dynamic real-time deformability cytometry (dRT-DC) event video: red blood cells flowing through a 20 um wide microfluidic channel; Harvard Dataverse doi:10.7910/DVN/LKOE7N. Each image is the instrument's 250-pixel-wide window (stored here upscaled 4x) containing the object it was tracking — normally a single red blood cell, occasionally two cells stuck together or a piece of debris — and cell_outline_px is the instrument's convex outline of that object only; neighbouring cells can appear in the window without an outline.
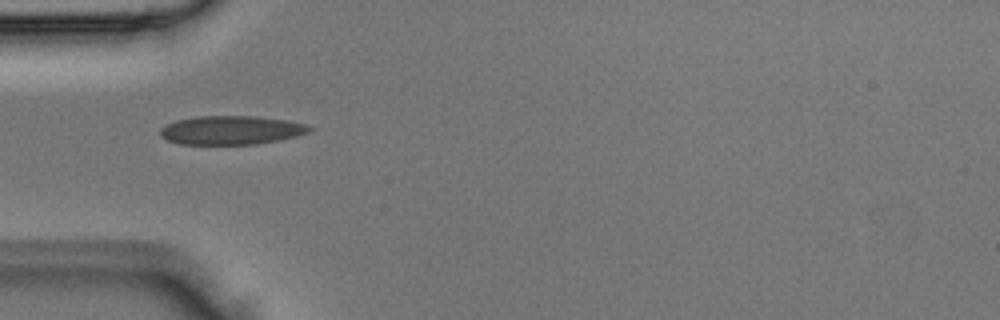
{"species": "Egyptian fruit bat (a non-hibernating species)", "species_latin": "Rousettus aegyptiacus", "temperature_condition": "room temperature", "stored_images_in_passage": 2, "camera_frame_rate_fps": 3000, "um_per_image_px": 0.085, "animal": {"sex": "male"}, "frame": {"image": 1, "passage_image": 1, "time_ms": 0.0, "image_size_px": [1000, 320], "cell_outline_px": [[312, 128], [308, 132], [296, 136], [256, 144], [180, 144], [168, 140], [160, 136], [160, 128], [176, 120], [196, 116], [252, 116], [288, 120], [304, 124]], "centroid_in_image_um": [19.61, 11.06], "position_along_channel_um": 65.4, "area_um2": 24.8}}